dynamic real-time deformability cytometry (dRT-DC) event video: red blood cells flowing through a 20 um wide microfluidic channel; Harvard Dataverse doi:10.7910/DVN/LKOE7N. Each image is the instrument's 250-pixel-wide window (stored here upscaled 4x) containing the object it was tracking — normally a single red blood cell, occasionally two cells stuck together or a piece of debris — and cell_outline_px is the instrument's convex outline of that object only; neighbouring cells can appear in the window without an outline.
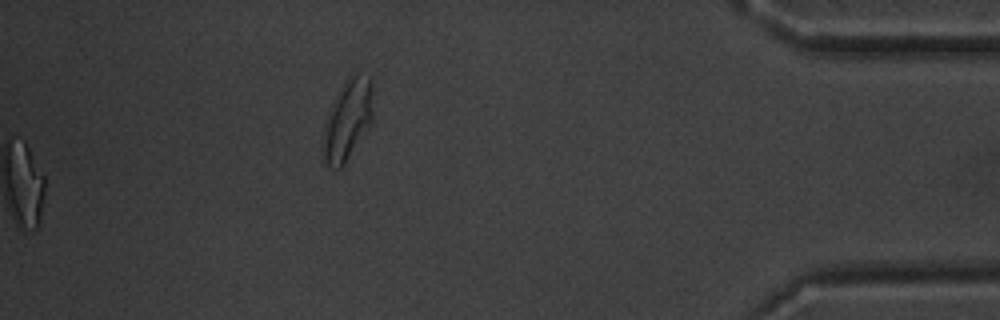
{"species": "common noctule bat (a hibernating species)", "species_latin": "Nyctalus noctula", "temperature_condition": "warm", "stored_images_in_passage": 34, "segment_of_instrument_passage": [2, 2], "camera_frame_rate_fps": 3000, "um_per_image_px": 0.085, "animal": {"sex": "male", "body_mass_g": 20.1, "forearm_length_mm": 53.5}, "frame": {"image": 1, "passage_image": 34, "time_ms": 11.0, "image_size_px": [1000, 320], "cell_outline_px": [[372, 120], [344, 164], [340, 168], [328, 168], [320, 160], [320, 140], [324, 124], [332, 100], [340, 88], [352, 72], [356, 72], [368, 76], [372, 92]], "centroid_in_image_um": [29.44, 10.24], "position_along_channel_um": 405.8, "area_um2": 23.99}}